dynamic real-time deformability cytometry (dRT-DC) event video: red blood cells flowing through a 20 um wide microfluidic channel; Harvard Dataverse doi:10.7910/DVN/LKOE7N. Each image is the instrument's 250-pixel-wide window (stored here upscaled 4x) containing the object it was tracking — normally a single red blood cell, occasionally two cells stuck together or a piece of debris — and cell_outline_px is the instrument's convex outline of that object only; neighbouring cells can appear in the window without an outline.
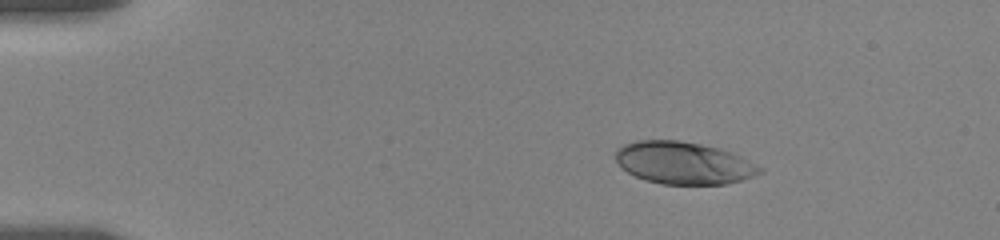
{"species": "human", "species_latin": "Homo sapiens", "temperature_condition": "room temperature", "stored_images_in_passage": 46, "camera_frame_rate_fps": 3000, "um_per_image_px": 0.085, "donor": {"sex": "female"}, "frame": {"image": 1, "passage_image": 1, "time_ms": 0.0, "image_size_px": [1000, 240], "cell_outline_px": [[764, 172], [740, 180], [724, 184], [660, 184], [644, 180], [620, 168], [616, 160], [616, 148], [624, 144], [636, 140], [680, 140], [720, 148], [732, 152], [764, 168]], "centroid_in_image_um": [58.09, 13.84], "position_along_channel_um": 26.9, "area_um2": 35.72}}
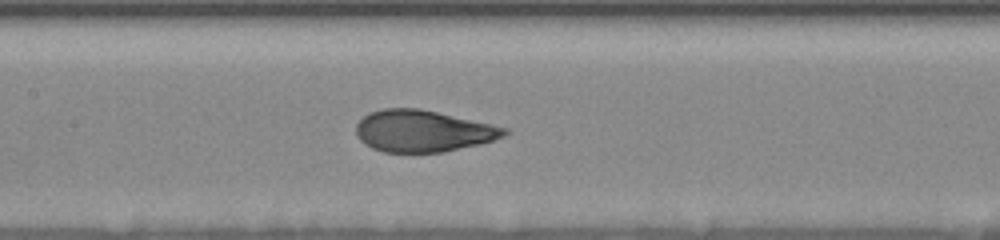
{"frame": {"image": 2, "passage_image": 26, "time_ms": 6.333, "image_size_px": [1000, 240], "cell_outline_px": [[508, 132], [504, 136], [480, 144], [444, 152], [384, 152], [372, 148], [364, 144], [356, 136], [356, 124], [368, 112], [384, 108], [420, 108], [492, 124], [508, 128]], "centroid_in_image_um": [35.92, 11.13], "position_along_channel_um": 171.5, "area_um2": 36.13}}
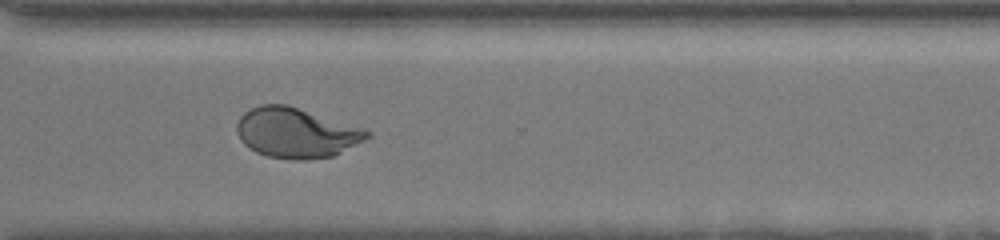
{"frame": {"image": 3, "passage_image": 45, "time_ms": 11.333, "image_size_px": [1000, 240], "cell_outline_px": [[372, 136], [332, 156], [304, 160], [292, 160], [268, 156], [256, 152], [248, 148], [240, 140], [236, 132], [236, 124], [240, 116], [244, 112], [260, 104], [288, 104], [364, 128], [372, 132]], "centroid_in_image_um": [25.15, 11.28], "position_along_channel_um": 345.4, "area_um2": 38.21}}